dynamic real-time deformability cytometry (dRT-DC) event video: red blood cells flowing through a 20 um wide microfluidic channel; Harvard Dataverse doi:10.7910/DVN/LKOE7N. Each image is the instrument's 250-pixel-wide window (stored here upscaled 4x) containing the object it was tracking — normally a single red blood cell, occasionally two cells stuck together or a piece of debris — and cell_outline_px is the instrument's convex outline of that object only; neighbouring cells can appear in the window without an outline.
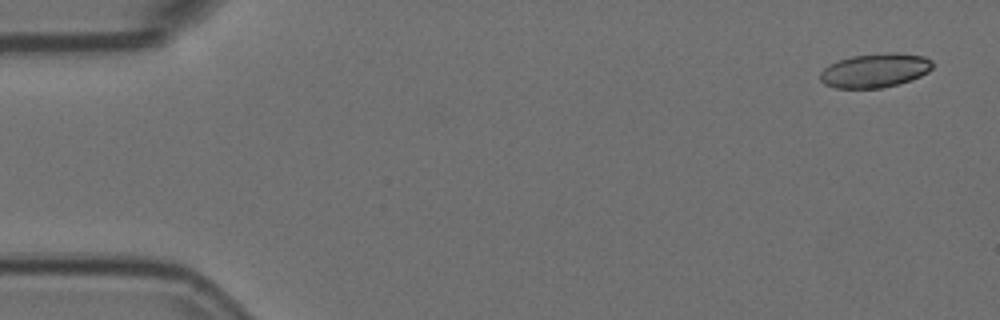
{"species": "Egyptian fruit bat (a non-hibernating species)", "species_latin": "Rousettus aegyptiacus", "temperature_condition": "room temperature", "stored_images_in_passage": 53, "camera_frame_rate_fps": 3000, "um_per_image_px": 0.085, "animal": {"sex": "female"}, "frame": {"image": 1, "passage_image": 1, "time_ms": 0.0, "image_size_px": [1000, 320], "cell_outline_px": [[932, 68], [928, 72], [920, 76], [896, 84], [880, 88], [836, 88], [824, 84], [820, 80], [820, 72], [828, 64], [852, 56], [888, 52], [896, 52], [924, 56], [932, 60]], "centroid_in_image_um": [74.36, 5.98], "position_along_channel_um": 10.6, "area_um2": 22.25}}
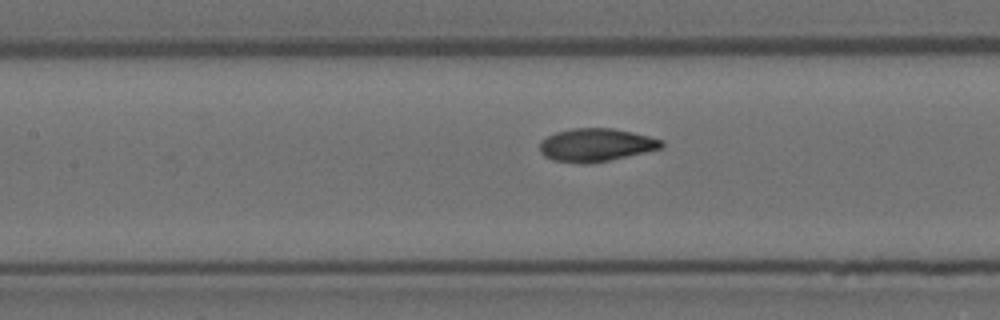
{"frame": {"image": 2, "passage_image": 23, "time_ms": 7.333, "image_size_px": [1000, 320], "cell_outline_px": [[664, 144], [660, 148], [644, 152], [608, 160], [588, 164], [580, 164], [552, 160], [544, 156], [540, 152], [540, 140], [556, 132], [572, 128], [612, 128], [632, 132], [664, 140]], "centroid_in_image_um": [50.62, 12.32], "position_along_channel_um": 156.8, "area_um2": 23.41}}
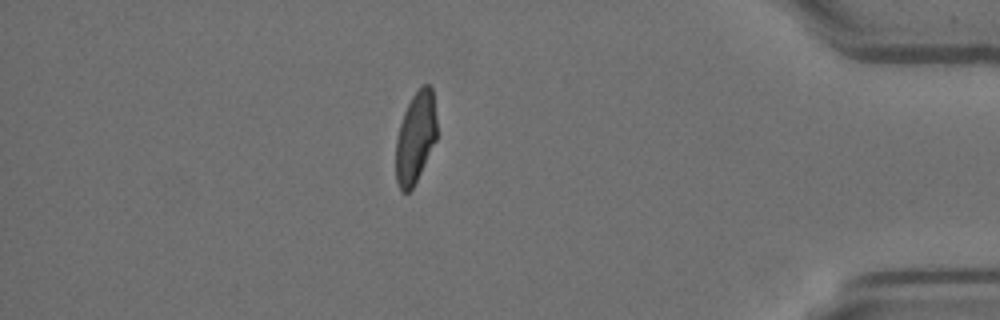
{"frame": {"image": 3, "passage_image": 46, "time_ms": 15.0, "image_size_px": [1000, 320], "cell_outline_px": [[436, 140], [412, 188], [408, 192], [400, 192], [396, 180], [396, 140], [400, 124], [404, 112], [412, 96], [424, 84], [428, 84], [432, 88], [436, 120]], "centroid_in_image_um": [35.3, 11.7], "position_along_channel_um": 399.9, "area_um2": 21.44}, "authors_computed_cell_mechanics": {"area_um2": 23.12, "velocity_mm_per_s": 3.6986, "shape_relaxation_time_tau1_ms": 5.8386, "shape_relaxation_time_tau2_ms": 1.2273, "deformation_change_tau1": 0.1767, "deformation_change_tau2": 0.0594}}